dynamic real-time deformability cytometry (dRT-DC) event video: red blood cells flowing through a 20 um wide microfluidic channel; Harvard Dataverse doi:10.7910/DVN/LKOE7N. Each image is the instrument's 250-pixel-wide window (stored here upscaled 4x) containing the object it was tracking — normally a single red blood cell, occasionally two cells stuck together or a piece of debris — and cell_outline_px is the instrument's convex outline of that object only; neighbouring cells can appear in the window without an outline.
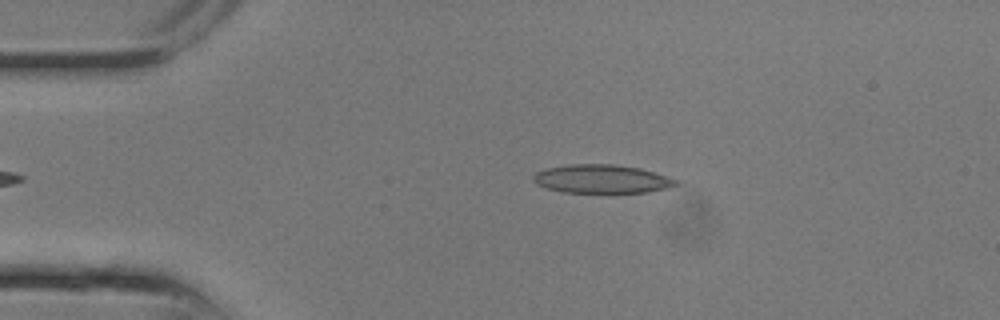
{"species": "common noctule bat (a hibernating species)", "species_latin": "Nyctalus noctula", "temperature_condition": "room temperature", "stored_images_in_passage": 3, "camera_frame_rate_fps": 3000, "um_per_image_px": 0.085, "animal": {"sex": "male", "body_mass_g": 13.3}, "frame": {"image": 1, "passage_image": 1, "time_ms": 0.0, "image_size_px": [1000, 320], "cell_outline_px": [[684, 184], [668, 188], [648, 192], [612, 196], [564, 192], [544, 188], [536, 184], [532, 180], [532, 176], [536, 172], [544, 168], [568, 164], [612, 164], [640, 168], [680, 180]], "centroid_in_image_um": [51.19, 15.26], "position_along_channel_um": 33.8, "area_um2": 25.26}}